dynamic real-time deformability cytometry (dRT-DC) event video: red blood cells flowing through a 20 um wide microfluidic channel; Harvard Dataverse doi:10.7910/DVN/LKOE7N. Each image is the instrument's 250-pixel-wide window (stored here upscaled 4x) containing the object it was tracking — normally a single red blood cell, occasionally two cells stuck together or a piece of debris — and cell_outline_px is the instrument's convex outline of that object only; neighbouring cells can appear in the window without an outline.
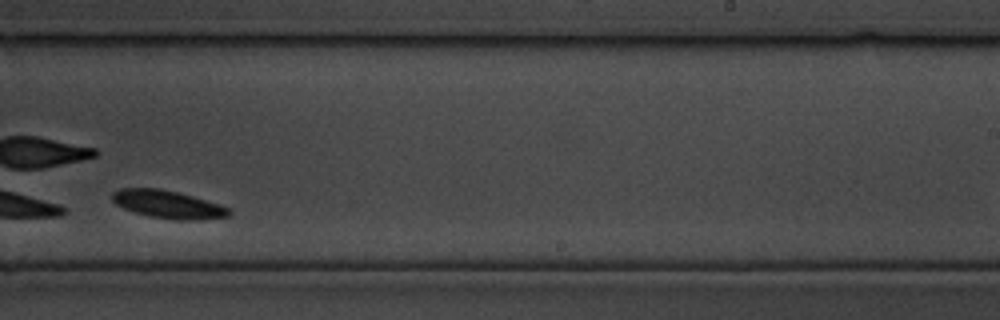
{"species": "common noctule bat (a hibernating species)", "species_latin": "Nyctalus noctula", "temperature_condition": "cold", "stored_images_in_passage": 14, "camera_frame_rate_fps": 3000, "um_per_image_px": 0.085, "animal": {"sex": "male", "body_mass_g": 19.5, "forearm_length_mm": 54.6}, "frame": {"image": 1, "passage_image": 10, "time_ms": 3.0, "image_size_px": [1000, 320], "cell_outline_px": [[232, 212], [228, 216], [200, 220], [176, 220], [148, 216], [124, 208], [116, 204], [112, 200], [112, 192], [120, 188], [160, 188], [180, 192], [220, 204], [232, 208]], "centroid_in_image_um": [14.32, 17.37], "position_along_channel_um": 274.7, "area_um2": 19.19}}
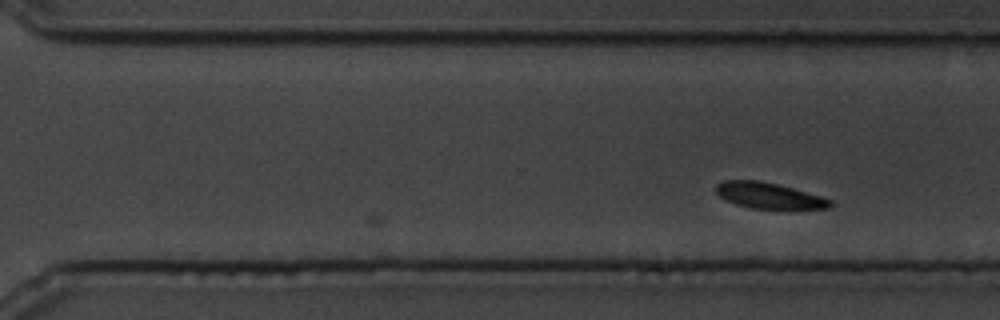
{"frame": {"image": 2, "passage_image": 14, "time_ms": 4.333, "image_size_px": [1000, 320], "cell_outline_px": [[832, 204], [828, 208], [788, 212], [752, 208], [736, 204], [720, 196], [716, 192], [716, 184], [724, 180], [760, 180], [792, 188], [820, 196], [832, 200]], "centroid_in_image_um": [65.43, 16.68], "position_along_channel_um": 305.2, "area_um2": 17.92}}